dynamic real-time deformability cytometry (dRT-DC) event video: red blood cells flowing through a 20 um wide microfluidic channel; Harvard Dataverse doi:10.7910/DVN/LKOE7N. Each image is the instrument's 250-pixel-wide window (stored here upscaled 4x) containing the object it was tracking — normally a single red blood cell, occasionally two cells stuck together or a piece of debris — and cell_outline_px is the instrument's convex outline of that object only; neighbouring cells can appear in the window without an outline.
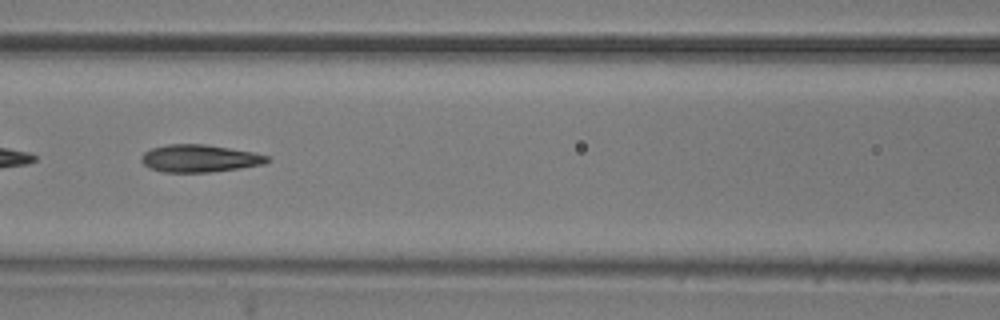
{"species": "common noctule bat (a hibernating species)", "species_latin": "Nyctalus noctula", "temperature_condition": "room temperature", "stored_images_in_passage": 52, "camera_frame_rate_fps": 3000, "um_per_image_px": 0.085, "animal": {"sex": "male", "body_mass_g": 20.5, "forearm_length_mm": 52.5}, "frame": {"image": 1, "passage_image": 22, "time_ms": 7.0, "image_size_px": [1000, 320], "cell_outline_px": [[272, 160], [264, 164], [240, 168], [208, 172], [164, 172], [148, 168], [140, 160], [140, 156], [144, 152], [152, 148], [168, 144], [204, 144], [252, 152], [268, 156]], "centroid_in_image_um": [16.94, 13.47], "position_along_channel_um": 149.7, "area_um2": 20.11}}
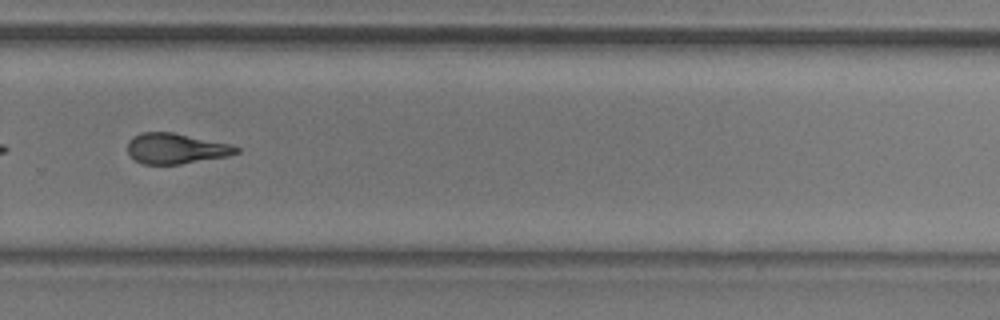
{"frame": {"image": 2, "passage_image": 35, "time_ms": 11.333, "image_size_px": [1000, 320], "cell_outline_px": [[240, 152], [228, 156], [180, 164], [140, 164], [128, 152], [128, 140], [132, 136], [140, 132], [172, 132], [228, 144], [240, 148]], "centroid_in_image_um": [14.92, 12.62], "position_along_channel_um": 314.9, "area_um2": 19.19}}
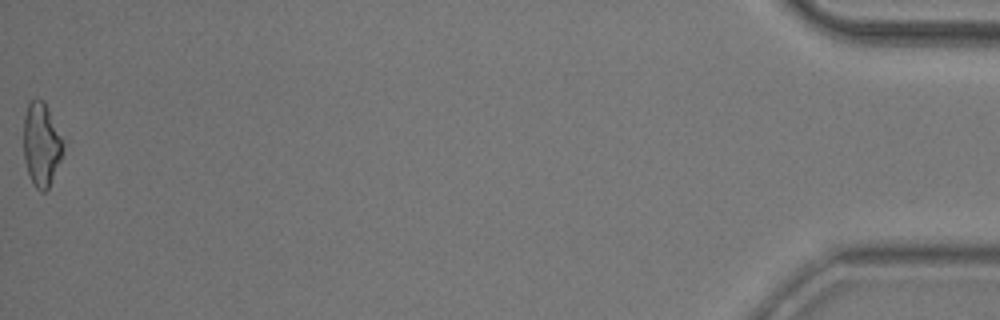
{"frame": {"image": 3, "passage_image": 52, "time_ms": 17.0, "image_size_px": [1000, 320], "cell_outline_px": [[64, 144], [60, 160], [48, 188], [44, 192], [40, 192], [36, 188], [28, 172], [24, 160], [24, 116], [28, 104], [36, 96], [44, 100], [48, 108]], "centroid_in_image_um": [3.5, 12.24], "position_along_channel_um": 431.7, "area_um2": 19.02}, "authors_computed_cell_mechanics": {"area_um2": 20.0566, "velocity_mm_per_s": 3.8324, "shape_relaxation_time_tau1_ms": 6.2456, "shape_relaxation_time_tau2_ms": 2.8957, "deformation_change_tau1": 0.195, "deformation_change_tau2": 0.1295}}